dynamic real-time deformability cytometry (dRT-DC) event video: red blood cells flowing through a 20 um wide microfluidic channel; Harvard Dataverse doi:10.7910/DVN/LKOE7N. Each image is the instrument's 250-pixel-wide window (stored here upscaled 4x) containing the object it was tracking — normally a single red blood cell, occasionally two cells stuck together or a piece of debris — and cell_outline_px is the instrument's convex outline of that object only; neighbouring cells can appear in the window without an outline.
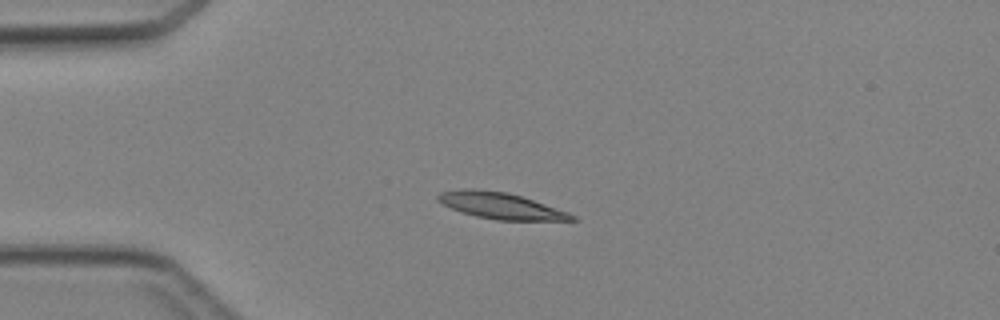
{"species": "Egyptian fruit bat (a non-hibernating species)", "species_latin": "Rousettus aegyptiacus", "temperature_condition": "cold", "stored_images_in_passage": 46, "camera_frame_rate_fps": 3000, "um_per_image_px": 0.085, "animal": {"sex": "female"}, "frame": {"image": 1, "passage_image": 11, "time_ms": 3.333, "image_size_px": [1000, 320], "cell_outline_px": [[580, 220], [496, 220], [476, 216], [460, 212], [436, 200], [436, 196], [440, 192], [460, 188], [472, 188], [508, 192], [568, 212], [576, 216]], "centroid_in_image_um": [42.51, 17.48], "position_along_channel_um": 42.5, "area_um2": 20.46}}
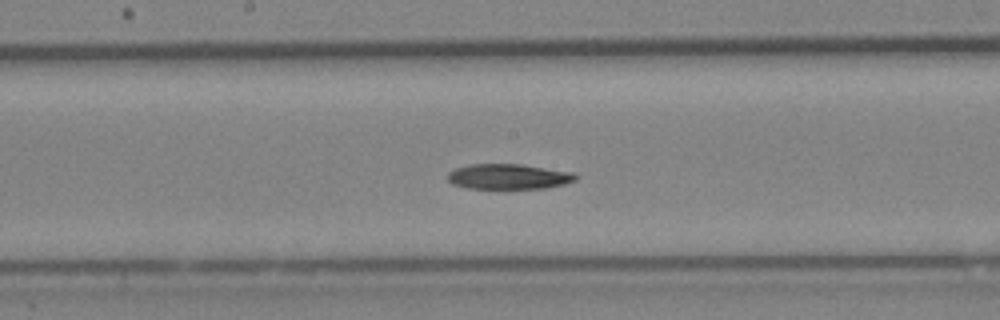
{"frame": {"image": 2, "passage_image": 24, "time_ms": 7.667, "image_size_px": [1000, 320], "cell_outline_px": [[576, 180], [564, 184], [548, 188], [468, 188], [452, 184], [448, 180], [448, 172], [456, 168], [472, 164], [520, 164], [572, 172], [576, 176]], "centroid_in_image_um": [43.21, 15.01], "position_along_channel_um": 205.0, "area_um2": 18.67}}
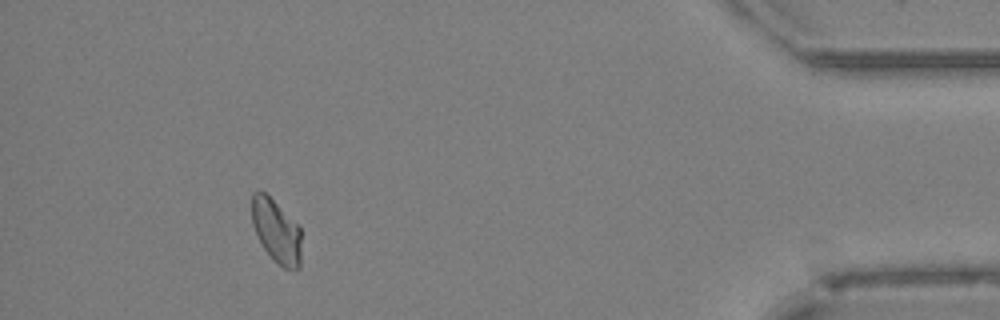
{"frame": {"image": 3, "passage_image": 42, "time_ms": 13.667, "image_size_px": [1000, 320], "cell_outline_px": [[300, 268], [284, 268], [260, 244], [252, 224], [252, 192], [264, 192], [300, 228]], "centroid_in_image_um": [23.46, 19.64], "position_along_channel_um": 411.7, "area_um2": 17.63}}